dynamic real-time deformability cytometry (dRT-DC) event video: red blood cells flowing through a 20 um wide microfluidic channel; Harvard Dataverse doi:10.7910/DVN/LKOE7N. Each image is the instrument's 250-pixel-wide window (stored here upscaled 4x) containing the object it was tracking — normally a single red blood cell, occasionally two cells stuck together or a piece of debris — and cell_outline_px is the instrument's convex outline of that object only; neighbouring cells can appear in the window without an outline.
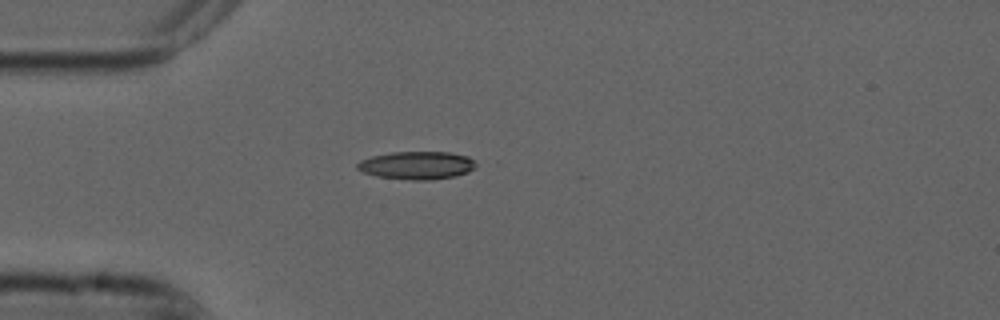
{"species": "common noctule bat (a hibernating species)", "species_latin": "Nyctalus noctula", "temperature_condition": "cold", "stored_images_in_passage": 40, "camera_frame_rate_fps": 3000, "um_per_image_px": 0.085, "animal": {"sex": "male", "forearm_length_mm": 52.5}, "frame": {"image": 1, "passage_image": 1, "time_ms": 0.0, "image_size_px": [1000, 320], "cell_outline_px": [[476, 164], [468, 172], [456, 176], [432, 180], [412, 180], [376, 176], [364, 172], [356, 168], [356, 164], [360, 160], [372, 156], [392, 152], [452, 152], [468, 156]], "centroid_in_image_um": [35.42, 14.05], "position_along_channel_um": 49.6, "area_um2": 19.31}}
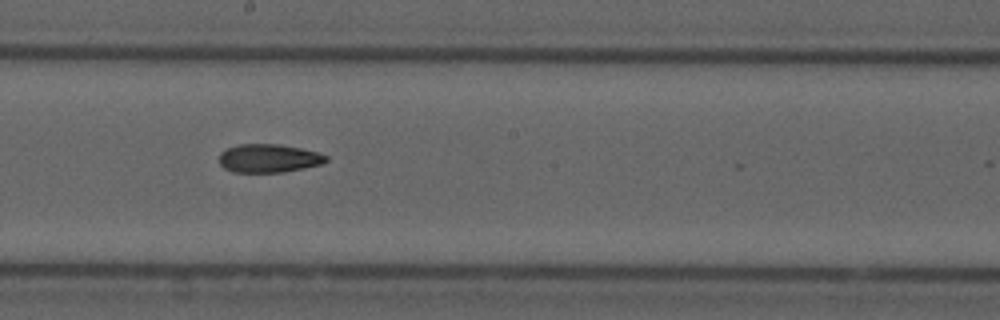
{"frame": {"image": 2, "passage_image": 16, "time_ms": 5.0, "image_size_px": [1000, 320], "cell_outline_px": [[328, 160], [320, 164], [304, 168], [284, 172], [232, 172], [224, 168], [220, 164], [220, 152], [228, 148], [240, 144], [280, 144], [300, 148], [316, 152], [328, 156]], "centroid_in_image_um": [22.83, 13.46], "position_along_channel_um": 225.4, "area_um2": 17.63}}
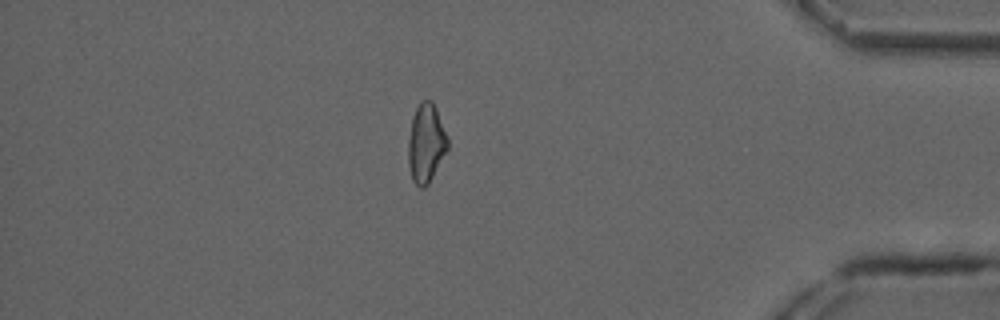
{"frame": {"image": 3, "passage_image": 33, "time_ms": 10.667, "image_size_px": [1000, 320], "cell_outline_px": [[448, 148], [428, 184], [424, 188], [420, 188], [412, 180], [408, 164], [408, 140], [412, 116], [420, 100], [432, 100], [436, 108], [448, 140]], "centroid_in_image_um": [36.19, 12.16], "position_along_channel_um": 399.0, "area_um2": 18.03}, "authors_computed_cell_mechanics": {"area_um2": 18.1781, "velocity_mm_per_s": 3.7481, "shape_relaxation_time_tau1_ms": 8.0576, "shape_relaxation_time_tau2_ms": 4.6536, "deformation_change_tau1": 0.2042, "deformation_change_tau2": 0.1206}}